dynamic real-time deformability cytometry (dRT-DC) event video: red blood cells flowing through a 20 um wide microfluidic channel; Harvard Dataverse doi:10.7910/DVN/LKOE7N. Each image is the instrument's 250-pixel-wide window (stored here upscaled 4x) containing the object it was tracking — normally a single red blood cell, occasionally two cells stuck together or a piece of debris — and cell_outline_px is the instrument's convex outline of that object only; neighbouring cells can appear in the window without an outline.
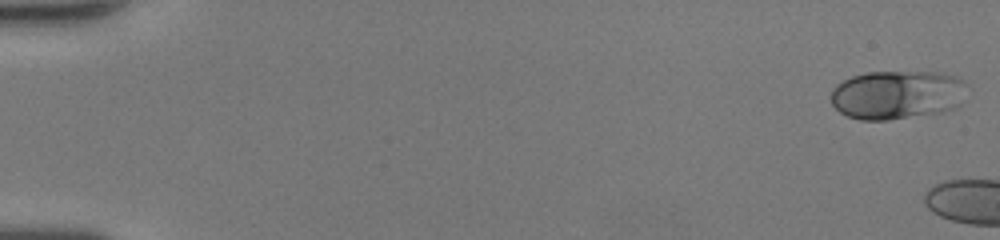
{"species": "human", "species_latin": "Homo sapiens", "temperature_condition": "room temperature", "stored_images_in_passage": 12, "camera_frame_rate_fps": 3000, "um_per_image_px": 0.085, "donor": {"sex": "female"}, "frame": {"image": 1, "passage_image": 1, "time_ms": 0.0, "image_size_px": [1000, 240], "cell_outline_px": [[960, 104], [956, 108], [944, 112], [888, 120], [860, 120], [848, 116], [840, 112], [832, 104], [832, 88], [836, 84], [852, 76], [868, 72], [936, 72], [956, 76], [960, 80]], "centroid_in_image_um": [76.17, 8.07], "position_along_channel_um": 8.8, "area_um2": 38.26}}